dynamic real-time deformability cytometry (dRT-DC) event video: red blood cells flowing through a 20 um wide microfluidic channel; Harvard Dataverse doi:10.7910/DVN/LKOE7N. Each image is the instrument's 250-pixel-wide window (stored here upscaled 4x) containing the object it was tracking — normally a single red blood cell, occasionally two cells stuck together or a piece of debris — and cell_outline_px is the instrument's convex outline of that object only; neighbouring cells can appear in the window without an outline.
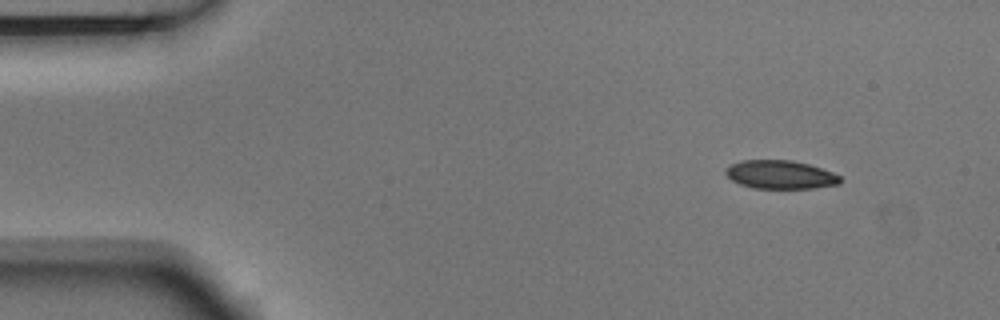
{"species": "Egyptian fruit bat (a non-hibernating species)", "species_latin": "Rousettus aegyptiacus", "temperature_condition": "room temperature", "stored_images_in_passage": 3, "camera_frame_rate_fps": 3000, "um_per_image_px": 0.085, "animal": {"sex": "male"}, "frame": {"image": 1, "passage_image": 1, "time_ms": 0.0, "image_size_px": [1000, 320], "cell_outline_px": [[840, 184], [812, 188], [752, 188], [740, 184], [732, 180], [724, 172], [732, 164], [740, 160], [792, 160], [808, 164], [832, 172], [840, 176]], "centroid_in_image_um": [66.32, 14.84], "position_along_channel_um": 18.7, "area_um2": 18.84}}
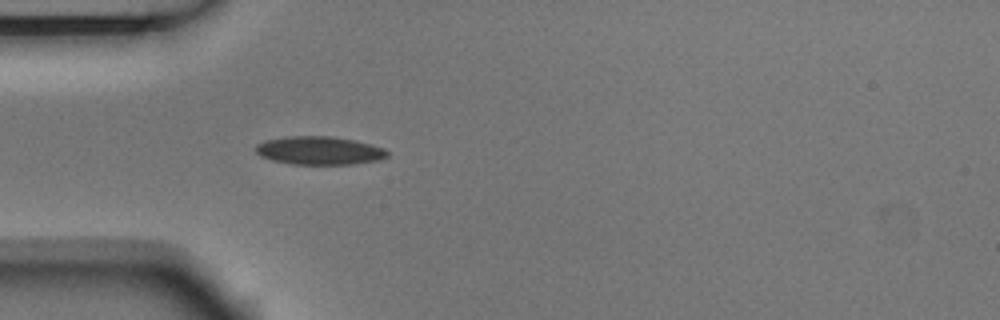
{"frame": {"image": 2, "passage_image": 3, "time_ms": 0.667, "image_size_px": [1000, 320], "cell_outline_px": [[388, 156], [380, 160], [352, 164], [292, 164], [272, 160], [260, 156], [256, 152], [256, 144], [264, 140], [284, 136], [328, 136], [356, 140], [384, 148], [388, 152]], "centroid_in_image_um": [27.13, 12.79], "position_along_channel_um": 57.9, "area_um2": 21.79}}